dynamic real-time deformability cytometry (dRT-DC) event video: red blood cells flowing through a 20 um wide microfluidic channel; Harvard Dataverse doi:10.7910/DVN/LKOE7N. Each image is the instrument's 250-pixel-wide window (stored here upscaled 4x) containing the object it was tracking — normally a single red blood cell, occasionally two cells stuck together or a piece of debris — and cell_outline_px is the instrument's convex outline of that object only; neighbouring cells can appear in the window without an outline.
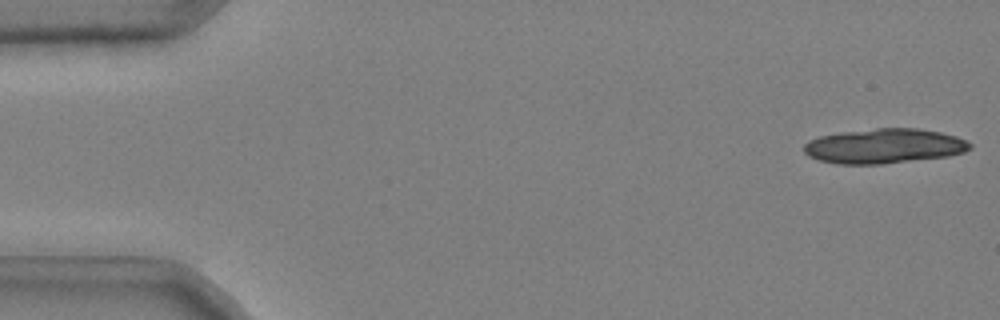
{"species": "common noctule bat (a hibernating species)", "species_latin": "Nyctalus noctula", "temperature_condition": "cold", "stored_images_in_passage": 17, "camera_frame_rate_fps": 3000, "um_per_image_px": 0.085, "animal": {"sex": "male", "body_mass_g": 20.4}, "frame": {"image": 1, "passage_image": 1, "time_ms": 0.0, "image_size_px": [1000, 320], "cell_outline_px": [[972, 148], [964, 152], [948, 156], [880, 164], [836, 164], [820, 160], [808, 156], [804, 152], [804, 144], [808, 140], [820, 136], [840, 132], [876, 128], [916, 128], [940, 132], [956, 136], [972, 144]], "centroid_in_image_um": [75.13, 12.41], "position_along_channel_um": 9.9, "area_um2": 33.64}}